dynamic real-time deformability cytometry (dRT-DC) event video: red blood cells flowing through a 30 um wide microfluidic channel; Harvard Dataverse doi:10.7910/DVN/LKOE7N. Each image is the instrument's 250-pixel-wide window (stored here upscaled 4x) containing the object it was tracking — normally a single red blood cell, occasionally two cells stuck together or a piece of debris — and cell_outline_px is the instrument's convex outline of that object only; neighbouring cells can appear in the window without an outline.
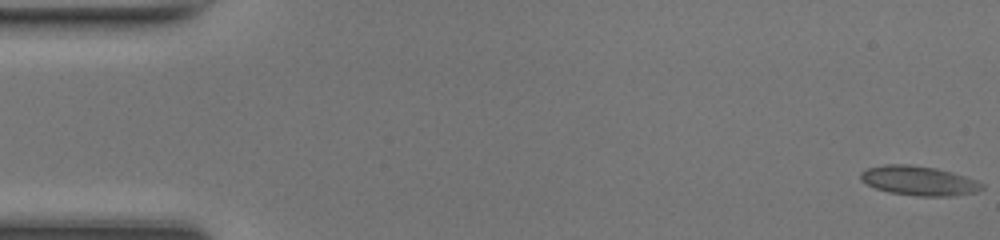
{"species": "common noctule bat (a hibernating species)", "species_latin": "Nyctalus noctula", "temperature_condition": "room temperature", "stored_images_in_passage": 48, "camera_frame_rate_fps": 3000, "um_per_image_px": 0.085, "animal": {"sex": "female", "body_mass_g": 17.0, "forearm_length_mm": 48.0}, "frame": {"image": 1, "passage_image": 1, "time_ms": 0.0, "image_size_px": [1000, 240], "cell_outline_px": [[984, 188], [976, 192], [952, 196], [920, 196], [888, 192], [876, 188], [860, 180], [860, 172], [868, 168], [884, 164], [908, 164], [936, 168], [952, 172], [976, 180], [984, 184]], "centroid_in_image_um": [78.1, 15.36], "position_along_channel_um": 6.9, "area_um2": 20.81}}
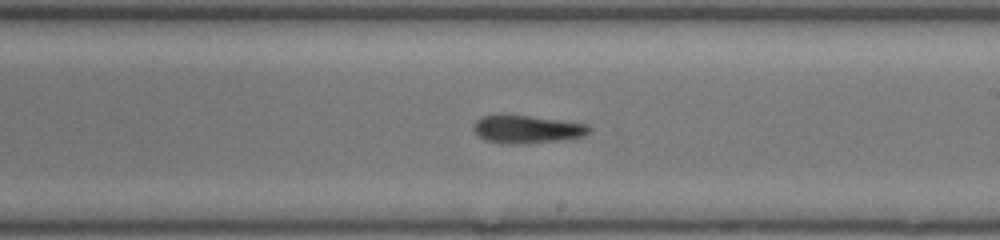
{"frame": {"image": 2, "passage_image": 28, "time_ms": 9.0, "image_size_px": [1000, 240], "cell_outline_px": [[592, 132], [584, 136], [564, 140], [520, 144], [508, 144], [484, 140], [472, 128], [472, 124], [480, 116], [528, 116], [588, 124], [592, 128]], "centroid_in_image_um": [44.83, 11.01], "position_along_channel_um": 244.2, "area_um2": 18.73}}
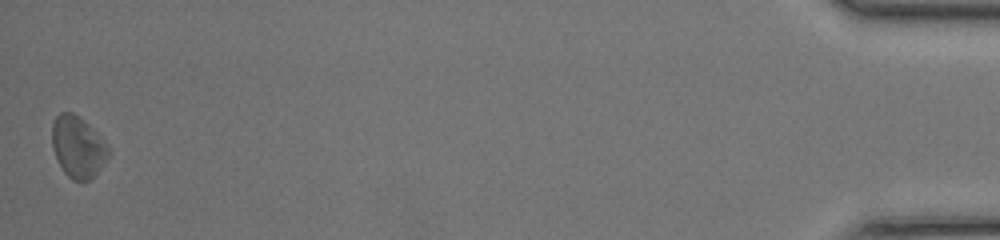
{"frame": {"image": 3, "passage_image": 48, "time_ms": 15.667, "image_size_px": [1000, 240], "cell_outline_px": [[112, 152], [100, 168], [88, 180], [72, 180], [64, 172], [52, 148], [52, 124], [56, 116], [60, 112], [72, 112], [84, 120], [112, 148]], "centroid_in_image_um": [6.64, 12.46], "position_along_channel_um": 428.6, "area_um2": 20.17}, "authors_computed_cell_mechanics": {"area_um2": 19.3341, "velocity_mm_per_s": 4.3019, "shape_relaxation_time_tau1_ms": 11.0244, "shape_relaxation_time_tau2_ms": null, "deformation_change_tau1": 0.2187, "deformation_change_tau2": null}}